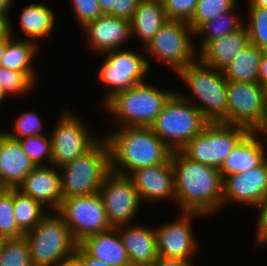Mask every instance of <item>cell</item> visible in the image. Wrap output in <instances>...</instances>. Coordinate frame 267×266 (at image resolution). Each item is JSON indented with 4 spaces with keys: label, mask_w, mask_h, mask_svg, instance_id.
<instances>
[{
    "label": "cell",
    "mask_w": 267,
    "mask_h": 266,
    "mask_svg": "<svg viewBox=\"0 0 267 266\" xmlns=\"http://www.w3.org/2000/svg\"><path fill=\"white\" fill-rule=\"evenodd\" d=\"M108 132L103 137L110 149V171L116 174L128 176L134 170L171 160L172 150L151 127H121Z\"/></svg>",
    "instance_id": "obj_2"
},
{
    "label": "cell",
    "mask_w": 267,
    "mask_h": 266,
    "mask_svg": "<svg viewBox=\"0 0 267 266\" xmlns=\"http://www.w3.org/2000/svg\"><path fill=\"white\" fill-rule=\"evenodd\" d=\"M13 124V131H4L10 138L21 139L43 134L42 120L34 111L29 110L19 114V117H15Z\"/></svg>",
    "instance_id": "obj_37"
},
{
    "label": "cell",
    "mask_w": 267,
    "mask_h": 266,
    "mask_svg": "<svg viewBox=\"0 0 267 266\" xmlns=\"http://www.w3.org/2000/svg\"><path fill=\"white\" fill-rule=\"evenodd\" d=\"M98 3L103 14H108L114 7V0H98Z\"/></svg>",
    "instance_id": "obj_46"
},
{
    "label": "cell",
    "mask_w": 267,
    "mask_h": 266,
    "mask_svg": "<svg viewBox=\"0 0 267 266\" xmlns=\"http://www.w3.org/2000/svg\"><path fill=\"white\" fill-rule=\"evenodd\" d=\"M81 30L87 35L85 37L92 51L99 54L120 49L132 38L130 21L109 14L100 15Z\"/></svg>",
    "instance_id": "obj_18"
},
{
    "label": "cell",
    "mask_w": 267,
    "mask_h": 266,
    "mask_svg": "<svg viewBox=\"0 0 267 266\" xmlns=\"http://www.w3.org/2000/svg\"><path fill=\"white\" fill-rule=\"evenodd\" d=\"M249 132L243 126L209 123L181 152L193 161L220 169L226 157Z\"/></svg>",
    "instance_id": "obj_8"
},
{
    "label": "cell",
    "mask_w": 267,
    "mask_h": 266,
    "mask_svg": "<svg viewBox=\"0 0 267 266\" xmlns=\"http://www.w3.org/2000/svg\"><path fill=\"white\" fill-rule=\"evenodd\" d=\"M75 113L64 111L60 114L53 133L51 166L60 168L89 151L101 138L90 133L81 118Z\"/></svg>",
    "instance_id": "obj_13"
},
{
    "label": "cell",
    "mask_w": 267,
    "mask_h": 266,
    "mask_svg": "<svg viewBox=\"0 0 267 266\" xmlns=\"http://www.w3.org/2000/svg\"><path fill=\"white\" fill-rule=\"evenodd\" d=\"M63 198L99 192L104 177L110 172V149L101 139L85 154L61 166Z\"/></svg>",
    "instance_id": "obj_7"
},
{
    "label": "cell",
    "mask_w": 267,
    "mask_h": 266,
    "mask_svg": "<svg viewBox=\"0 0 267 266\" xmlns=\"http://www.w3.org/2000/svg\"><path fill=\"white\" fill-rule=\"evenodd\" d=\"M57 266H82V263L75 255H73L70 258L61 261Z\"/></svg>",
    "instance_id": "obj_48"
},
{
    "label": "cell",
    "mask_w": 267,
    "mask_h": 266,
    "mask_svg": "<svg viewBox=\"0 0 267 266\" xmlns=\"http://www.w3.org/2000/svg\"><path fill=\"white\" fill-rule=\"evenodd\" d=\"M259 133L262 134V136L265 135L264 141H265L266 144H267V118H266L265 124H264L263 127L259 130Z\"/></svg>",
    "instance_id": "obj_51"
},
{
    "label": "cell",
    "mask_w": 267,
    "mask_h": 266,
    "mask_svg": "<svg viewBox=\"0 0 267 266\" xmlns=\"http://www.w3.org/2000/svg\"><path fill=\"white\" fill-rule=\"evenodd\" d=\"M194 35L187 22L168 20L143 49L146 56L164 62L177 73L198 59L192 40Z\"/></svg>",
    "instance_id": "obj_10"
},
{
    "label": "cell",
    "mask_w": 267,
    "mask_h": 266,
    "mask_svg": "<svg viewBox=\"0 0 267 266\" xmlns=\"http://www.w3.org/2000/svg\"><path fill=\"white\" fill-rule=\"evenodd\" d=\"M259 136V131H250L230 152L219 169L223 180L229 175L250 171L267 159L264 137L261 140Z\"/></svg>",
    "instance_id": "obj_20"
},
{
    "label": "cell",
    "mask_w": 267,
    "mask_h": 266,
    "mask_svg": "<svg viewBox=\"0 0 267 266\" xmlns=\"http://www.w3.org/2000/svg\"><path fill=\"white\" fill-rule=\"evenodd\" d=\"M106 216L110 225L115 228L119 225L134 224V217L143 201L128 176L119 175L110 171L99 188Z\"/></svg>",
    "instance_id": "obj_14"
},
{
    "label": "cell",
    "mask_w": 267,
    "mask_h": 266,
    "mask_svg": "<svg viewBox=\"0 0 267 266\" xmlns=\"http://www.w3.org/2000/svg\"><path fill=\"white\" fill-rule=\"evenodd\" d=\"M6 47H7V39H1L0 40V62H1L3 55L5 54Z\"/></svg>",
    "instance_id": "obj_50"
},
{
    "label": "cell",
    "mask_w": 267,
    "mask_h": 266,
    "mask_svg": "<svg viewBox=\"0 0 267 266\" xmlns=\"http://www.w3.org/2000/svg\"><path fill=\"white\" fill-rule=\"evenodd\" d=\"M14 215L18 228L25 234L32 230L48 214L39 201L33 200L17 188H13Z\"/></svg>",
    "instance_id": "obj_30"
},
{
    "label": "cell",
    "mask_w": 267,
    "mask_h": 266,
    "mask_svg": "<svg viewBox=\"0 0 267 266\" xmlns=\"http://www.w3.org/2000/svg\"><path fill=\"white\" fill-rule=\"evenodd\" d=\"M11 17L0 14V40L11 37Z\"/></svg>",
    "instance_id": "obj_45"
},
{
    "label": "cell",
    "mask_w": 267,
    "mask_h": 266,
    "mask_svg": "<svg viewBox=\"0 0 267 266\" xmlns=\"http://www.w3.org/2000/svg\"><path fill=\"white\" fill-rule=\"evenodd\" d=\"M50 214L24 234L33 266H57L73 256L78 246L62 217L56 211Z\"/></svg>",
    "instance_id": "obj_6"
},
{
    "label": "cell",
    "mask_w": 267,
    "mask_h": 266,
    "mask_svg": "<svg viewBox=\"0 0 267 266\" xmlns=\"http://www.w3.org/2000/svg\"><path fill=\"white\" fill-rule=\"evenodd\" d=\"M209 123L199 109L175 91L166 101L151 129L173 152L181 151Z\"/></svg>",
    "instance_id": "obj_5"
},
{
    "label": "cell",
    "mask_w": 267,
    "mask_h": 266,
    "mask_svg": "<svg viewBox=\"0 0 267 266\" xmlns=\"http://www.w3.org/2000/svg\"><path fill=\"white\" fill-rule=\"evenodd\" d=\"M132 180L141 201L154 204L166 199L176 204L174 170L171 160L168 163L147 166L131 172Z\"/></svg>",
    "instance_id": "obj_17"
},
{
    "label": "cell",
    "mask_w": 267,
    "mask_h": 266,
    "mask_svg": "<svg viewBox=\"0 0 267 266\" xmlns=\"http://www.w3.org/2000/svg\"><path fill=\"white\" fill-rule=\"evenodd\" d=\"M142 82L114 94L104 104L106 112L113 115L116 128L151 127L166 101L176 89H158L150 82Z\"/></svg>",
    "instance_id": "obj_3"
},
{
    "label": "cell",
    "mask_w": 267,
    "mask_h": 266,
    "mask_svg": "<svg viewBox=\"0 0 267 266\" xmlns=\"http://www.w3.org/2000/svg\"><path fill=\"white\" fill-rule=\"evenodd\" d=\"M167 21L163 4L141 0L130 20L131 37H138L145 48Z\"/></svg>",
    "instance_id": "obj_26"
},
{
    "label": "cell",
    "mask_w": 267,
    "mask_h": 266,
    "mask_svg": "<svg viewBox=\"0 0 267 266\" xmlns=\"http://www.w3.org/2000/svg\"><path fill=\"white\" fill-rule=\"evenodd\" d=\"M8 188L6 187V185L4 184L1 176H0V193L6 191Z\"/></svg>",
    "instance_id": "obj_53"
},
{
    "label": "cell",
    "mask_w": 267,
    "mask_h": 266,
    "mask_svg": "<svg viewBox=\"0 0 267 266\" xmlns=\"http://www.w3.org/2000/svg\"><path fill=\"white\" fill-rule=\"evenodd\" d=\"M58 169L55 166H36L17 189L49 210L57 211L63 199L61 172Z\"/></svg>",
    "instance_id": "obj_19"
},
{
    "label": "cell",
    "mask_w": 267,
    "mask_h": 266,
    "mask_svg": "<svg viewBox=\"0 0 267 266\" xmlns=\"http://www.w3.org/2000/svg\"><path fill=\"white\" fill-rule=\"evenodd\" d=\"M176 75L188 86L192 95L177 93L190 103L198 99L200 104H192L210 123H222L227 118V80L222 70L207 66L197 59L180 69ZM192 96L196 99L193 100Z\"/></svg>",
    "instance_id": "obj_4"
},
{
    "label": "cell",
    "mask_w": 267,
    "mask_h": 266,
    "mask_svg": "<svg viewBox=\"0 0 267 266\" xmlns=\"http://www.w3.org/2000/svg\"><path fill=\"white\" fill-rule=\"evenodd\" d=\"M249 22H245L250 42L267 51V7H249ZM247 23V24H246Z\"/></svg>",
    "instance_id": "obj_35"
},
{
    "label": "cell",
    "mask_w": 267,
    "mask_h": 266,
    "mask_svg": "<svg viewBox=\"0 0 267 266\" xmlns=\"http://www.w3.org/2000/svg\"><path fill=\"white\" fill-rule=\"evenodd\" d=\"M264 51L251 42L239 52L222 71L227 81L258 83L261 58Z\"/></svg>",
    "instance_id": "obj_28"
},
{
    "label": "cell",
    "mask_w": 267,
    "mask_h": 266,
    "mask_svg": "<svg viewBox=\"0 0 267 266\" xmlns=\"http://www.w3.org/2000/svg\"><path fill=\"white\" fill-rule=\"evenodd\" d=\"M115 49L103 54L104 60L97 72V80L108 87L103 104L114 94L145 82L149 71L150 61L147 56L131 49ZM110 87V88H109Z\"/></svg>",
    "instance_id": "obj_9"
},
{
    "label": "cell",
    "mask_w": 267,
    "mask_h": 266,
    "mask_svg": "<svg viewBox=\"0 0 267 266\" xmlns=\"http://www.w3.org/2000/svg\"><path fill=\"white\" fill-rule=\"evenodd\" d=\"M197 3L198 0H165L163 8L168 20L189 23Z\"/></svg>",
    "instance_id": "obj_38"
},
{
    "label": "cell",
    "mask_w": 267,
    "mask_h": 266,
    "mask_svg": "<svg viewBox=\"0 0 267 266\" xmlns=\"http://www.w3.org/2000/svg\"><path fill=\"white\" fill-rule=\"evenodd\" d=\"M258 218L256 224V233H255V245L264 246L267 244V194L265 195L261 205L258 210Z\"/></svg>",
    "instance_id": "obj_40"
},
{
    "label": "cell",
    "mask_w": 267,
    "mask_h": 266,
    "mask_svg": "<svg viewBox=\"0 0 267 266\" xmlns=\"http://www.w3.org/2000/svg\"><path fill=\"white\" fill-rule=\"evenodd\" d=\"M56 212L62 217L77 243L90 235L113 228L108 222L99 192L65 197Z\"/></svg>",
    "instance_id": "obj_12"
},
{
    "label": "cell",
    "mask_w": 267,
    "mask_h": 266,
    "mask_svg": "<svg viewBox=\"0 0 267 266\" xmlns=\"http://www.w3.org/2000/svg\"><path fill=\"white\" fill-rule=\"evenodd\" d=\"M35 167L19 140L0 131V176L6 187L18 188Z\"/></svg>",
    "instance_id": "obj_22"
},
{
    "label": "cell",
    "mask_w": 267,
    "mask_h": 266,
    "mask_svg": "<svg viewBox=\"0 0 267 266\" xmlns=\"http://www.w3.org/2000/svg\"><path fill=\"white\" fill-rule=\"evenodd\" d=\"M258 83L265 89L267 92V51H264L258 74Z\"/></svg>",
    "instance_id": "obj_44"
},
{
    "label": "cell",
    "mask_w": 267,
    "mask_h": 266,
    "mask_svg": "<svg viewBox=\"0 0 267 266\" xmlns=\"http://www.w3.org/2000/svg\"><path fill=\"white\" fill-rule=\"evenodd\" d=\"M18 140L21 144L23 152L30 158L35 166H51V135L48 137L45 134H42L24 137Z\"/></svg>",
    "instance_id": "obj_32"
},
{
    "label": "cell",
    "mask_w": 267,
    "mask_h": 266,
    "mask_svg": "<svg viewBox=\"0 0 267 266\" xmlns=\"http://www.w3.org/2000/svg\"><path fill=\"white\" fill-rule=\"evenodd\" d=\"M267 194V159L258 167L224 179L222 206L231 201L251 207L261 205Z\"/></svg>",
    "instance_id": "obj_16"
},
{
    "label": "cell",
    "mask_w": 267,
    "mask_h": 266,
    "mask_svg": "<svg viewBox=\"0 0 267 266\" xmlns=\"http://www.w3.org/2000/svg\"><path fill=\"white\" fill-rule=\"evenodd\" d=\"M14 0H0V14L9 16V10L12 8Z\"/></svg>",
    "instance_id": "obj_47"
},
{
    "label": "cell",
    "mask_w": 267,
    "mask_h": 266,
    "mask_svg": "<svg viewBox=\"0 0 267 266\" xmlns=\"http://www.w3.org/2000/svg\"><path fill=\"white\" fill-rule=\"evenodd\" d=\"M88 255L111 266H131L121 236L116 228L90 235L78 243Z\"/></svg>",
    "instance_id": "obj_24"
},
{
    "label": "cell",
    "mask_w": 267,
    "mask_h": 266,
    "mask_svg": "<svg viewBox=\"0 0 267 266\" xmlns=\"http://www.w3.org/2000/svg\"><path fill=\"white\" fill-rule=\"evenodd\" d=\"M8 238L5 237L4 235L0 234V254L2 252V250L4 249V246L7 242Z\"/></svg>",
    "instance_id": "obj_52"
},
{
    "label": "cell",
    "mask_w": 267,
    "mask_h": 266,
    "mask_svg": "<svg viewBox=\"0 0 267 266\" xmlns=\"http://www.w3.org/2000/svg\"><path fill=\"white\" fill-rule=\"evenodd\" d=\"M236 5L237 0H198L192 19L188 24L196 32L203 24L220 14L231 11Z\"/></svg>",
    "instance_id": "obj_31"
},
{
    "label": "cell",
    "mask_w": 267,
    "mask_h": 266,
    "mask_svg": "<svg viewBox=\"0 0 267 266\" xmlns=\"http://www.w3.org/2000/svg\"><path fill=\"white\" fill-rule=\"evenodd\" d=\"M140 1L141 0H114V7L108 14L130 21Z\"/></svg>",
    "instance_id": "obj_41"
},
{
    "label": "cell",
    "mask_w": 267,
    "mask_h": 266,
    "mask_svg": "<svg viewBox=\"0 0 267 266\" xmlns=\"http://www.w3.org/2000/svg\"><path fill=\"white\" fill-rule=\"evenodd\" d=\"M14 30L11 23V37L7 39V47L3 55L0 66L12 71L25 73L34 83L37 78V72L32 63L35 60L36 53L39 51L37 43L28 39L14 38Z\"/></svg>",
    "instance_id": "obj_25"
},
{
    "label": "cell",
    "mask_w": 267,
    "mask_h": 266,
    "mask_svg": "<svg viewBox=\"0 0 267 266\" xmlns=\"http://www.w3.org/2000/svg\"><path fill=\"white\" fill-rule=\"evenodd\" d=\"M236 5L231 11L218 15L213 20H210L203 24L196 32L195 36L202 39L200 42V49L198 52L209 42L214 41L227 34L233 33L239 30L243 25V16L237 14ZM235 11V12H234Z\"/></svg>",
    "instance_id": "obj_29"
},
{
    "label": "cell",
    "mask_w": 267,
    "mask_h": 266,
    "mask_svg": "<svg viewBox=\"0 0 267 266\" xmlns=\"http://www.w3.org/2000/svg\"><path fill=\"white\" fill-rule=\"evenodd\" d=\"M142 1H149V2H155V3H161V4L165 2V0H142Z\"/></svg>",
    "instance_id": "obj_55"
},
{
    "label": "cell",
    "mask_w": 267,
    "mask_h": 266,
    "mask_svg": "<svg viewBox=\"0 0 267 266\" xmlns=\"http://www.w3.org/2000/svg\"><path fill=\"white\" fill-rule=\"evenodd\" d=\"M0 234L8 239L24 236L14 215L13 188L0 193Z\"/></svg>",
    "instance_id": "obj_34"
},
{
    "label": "cell",
    "mask_w": 267,
    "mask_h": 266,
    "mask_svg": "<svg viewBox=\"0 0 267 266\" xmlns=\"http://www.w3.org/2000/svg\"><path fill=\"white\" fill-rule=\"evenodd\" d=\"M150 266H193L191 261L168 259L158 256Z\"/></svg>",
    "instance_id": "obj_43"
},
{
    "label": "cell",
    "mask_w": 267,
    "mask_h": 266,
    "mask_svg": "<svg viewBox=\"0 0 267 266\" xmlns=\"http://www.w3.org/2000/svg\"><path fill=\"white\" fill-rule=\"evenodd\" d=\"M0 266H33L27 239H8L0 254Z\"/></svg>",
    "instance_id": "obj_33"
},
{
    "label": "cell",
    "mask_w": 267,
    "mask_h": 266,
    "mask_svg": "<svg viewBox=\"0 0 267 266\" xmlns=\"http://www.w3.org/2000/svg\"><path fill=\"white\" fill-rule=\"evenodd\" d=\"M171 162L179 212H194L205 216L219 212L224 186L219 169L193 161L181 151L172 152Z\"/></svg>",
    "instance_id": "obj_1"
},
{
    "label": "cell",
    "mask_w": 267,
    "mask_h": 266,
    "mask_svg": "<svg viewBox=\"0 0 267 266\" xmlns=\"http://www.w3.org/2000/svg\"><path fill=\"white\" fill-rule=\"evenodd\" d=\"M55 19L53 10L48 6L42 3H32L22 9L19 25L28 40L38 43L41 39L51 36L55 27Z\"/></svg>",
    "instance_id": "obj_27"
},
{
    "label": "cell",
    "mask_w": 267,
    "mask_h": 266,
    "mask_svg": "<svg viewBox=\"0 0 267 266\" xmlns=\"http://www.w3.org/2000/svg\"><path fill=\"white\" fill-rule=\"evenodd\" d=\"M227 118L222 122L259 131L267 118V92L259 83L227 81Z\"/></svg>",
    "instance_id": "obj_11"
},
{
    "label": "cell",
    "mask_w": 267,
    "mask_h": 266,
    "mask_svg": "<svg viewBox=\"0 0 267 266\" xmlns=\"http://www.w3.org/2000/svg\"><path fill=\"white\" fill-rule=\"evenodd\" d=\"M7 96L3 93L1 86H0V105L3 104V102H5L4 100H6Z\"/></svg>",
    "instance_id": "obj_54"
},
{
    "label": "cell",
    "mask_w": 267,
    "mask_h": 266,
    "mask_svg": "<svg viewBox=\"0 0 267 266\" xmlns=\"http://www.w3.org/2000/svg\"><path fill=\"white\" fill-rule=\"evenodd\" d=\"M74 255L81 261L82 266H111L104 261L88 256L79 246Z\"/></svg>",
    "instance_id": "obj_42"
},
{
    "label": "cell",
    "mask_w": 267,
    "mask_h": 266,
    "mask_svg": "<svg viewBox=\"0 0 267 266\" xmlns=\"http://www.w3.org/2000/svg\"><path fill=\"white\" fill-rule=\"evenodd\" d=\"M115 228L121 236L131 266H150L158 258L154 228L135 223Z\"/></svg>",
    "instance_id": "obj_21"
},
{
    "label": "cell",
    "mask_w": 267,
    "mask_h": 266,
    "mask_svg": "<svg viewBox=\"0 0 267 266\" xmlns=\"http://www.w3.org/2000/svg\"><path fill=\"white\" fill-rule=\"evenodd\" d=\"M249 43L248 31L243 25L233 33L217 40L209 41L198 52V59L207 66L223 70Z\"/></svg>",
    "instance_id": "obj_23"
},
{
    "label": "cell",
    "mask_w": 267,
    "mask_h": 266,
    "mask_svg": "<svg viewBox=\"0 0 267 266\" xmlns=\"http://www.w3.org/2000/svg\"><path fill=\"white\" fill-rule=\"evenodd\" d=\"M72 11L78 21L79 27H84L88 22L103 15L98 0H70Z\"/></svg>",
    "instance_id": "obj_39"
},
{
    "label": "cell",
    "mask_w": 267,
    "mask_h": 266,
    "mask_svg": "<svg viewBox=\"0 0 267 266\" xmlns=\"http://www.w3.org/2000/svg\"><path fill=\"white\" fill-rule=\"evenodd\" d=\"M248 7H267V0H248Z\"/></svg>",
    "instance_id": "obj_49"
},
{
    "label": "cell",
    "mask_w": 267,
    "mask_h": 266,
    "mask_svg": "<svg viewBox=\"0 0 267 266\" xmlns=\"http://www.w3.org/2000/svg\"><path fill=\"white\" fill-rule=\"evenodd\" d=\"M34 85L35 83L25 73L0 66V86L6 96L26 94Z\"/></svg>",
    "instance_id": "obj_36"
},
{
    "label": "cell",
    "mask_w": 267,
    "mask_h": 266,
    "mask_svg": "<svg viewBox=\"0 0 267 266\" xmlns=\"http://www.w3.org/2000/svg\"><path fill=\"white\" fill-rule=\"evenodd\" d=\"M203 216L200 213L179 212V217L173 222L155 226L158 256L192 262L199 243L192 229V221Z\"/></svg>",
    "instance_id": "obj_15"
}]
</instances>
